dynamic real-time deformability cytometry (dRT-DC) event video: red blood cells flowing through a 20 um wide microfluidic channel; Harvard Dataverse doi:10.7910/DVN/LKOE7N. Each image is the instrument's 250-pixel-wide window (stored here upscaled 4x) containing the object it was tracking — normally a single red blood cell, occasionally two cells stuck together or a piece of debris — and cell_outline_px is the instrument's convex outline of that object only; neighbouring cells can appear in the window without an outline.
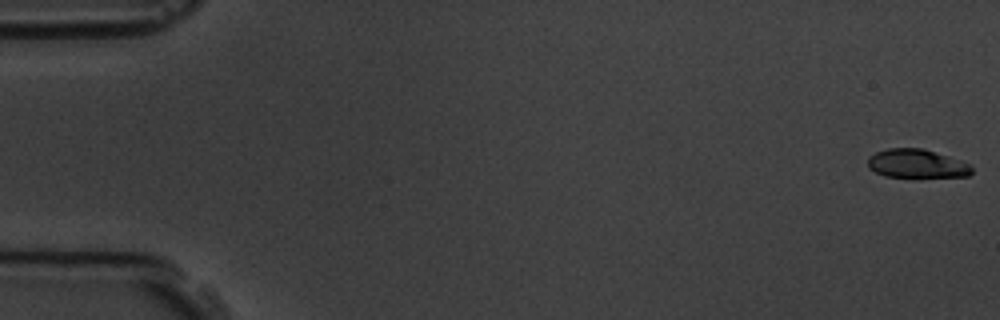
{"species": "common noctule bat (a hibernating species)", "species_latin": "Nyctalus noctula", "temperature_condition": "room temperature", "stored_images_in_passage": 5, "camera_frame_rate_fps": 3000, "um_per_image_px": 0.085, "animal": {"sex": "male", "body_mass_g": 19.5, "forearm_length_mm": 54.6}, "frame": {"image": 1, "passage_image": 1, "time_ms": 0.0, "image_size_px": [1000, 320], "cell_outline_px": [[972, 172], [968, 176], [884, 176], [868, 168], [868, 156], [876, 152], [888, 148], [924, 148], [972, 164]], "centroid_in_image_um": [77.92, 13.89], "position_along_channel_um": 7.1, "area_um2": 17.22}}
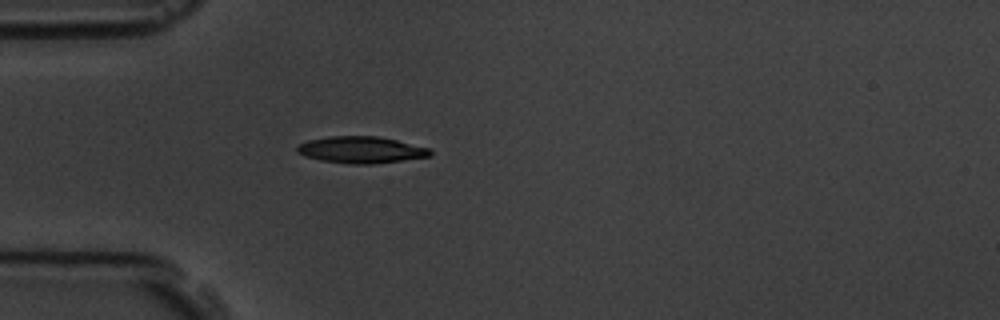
{"frame": {"image": 2, "passage_image": 5, "time_ms": 5.333, "image_size_px": [1000, 320], "cell_outline_px": [[432, 156], [372, 164], [352, 164], [320, 160], [304, 156], [296, 152], [296, 148], [300, 144], [308, 140], [328, 136], [376, 136], [396, 140], [432, 148]], "centroid_in_image_um": [30.71, 12.73], "position_along_channel_um": 54.3, "area_um2": 20.75}}